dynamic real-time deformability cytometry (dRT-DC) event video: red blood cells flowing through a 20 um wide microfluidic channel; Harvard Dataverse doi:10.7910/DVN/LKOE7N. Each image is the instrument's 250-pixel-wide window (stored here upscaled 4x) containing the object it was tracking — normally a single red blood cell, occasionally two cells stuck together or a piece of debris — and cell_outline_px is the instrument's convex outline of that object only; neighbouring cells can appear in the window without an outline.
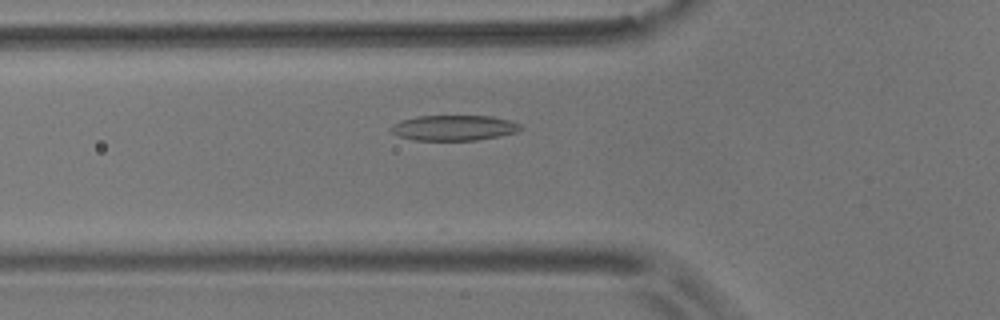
{"species": "common noctule bat (a hibernating species)", "species_latin": "Nyctalus noctula", "temperature_condition": "room temperature", "stored_images_in_passage": 25, "camera_frame_rate_fps": 3000, "um_per_image_px": 0.085, "animal": {"sex": "male", "body_mass_g": 17.9}, "frame": {"image": 1, "passage_image": 3, "time_ms": 0.667, "image_size_px": [1000, 320], "cell_outline_px": [[524, 128], [516, 132], [476, 140], [412, 140], [400, 136], [392, 132], [388, 128], [392, 124], [400, 120], [416, 116], [492, 116], [508, 120], [520, 124]], "centroid_in_image_um": [38.54, 10.86], "position_along_channel_um": 87.3, "area_um2": 19.13}}
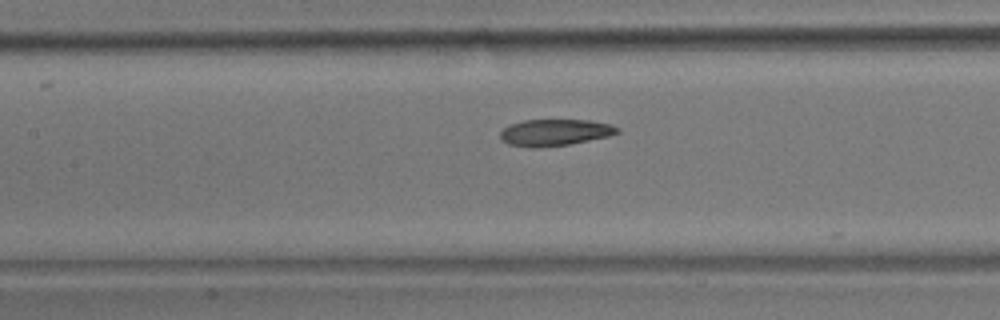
{"frame": {"image": 2, "passage_image": 9, "time_ms": 2.667, "image_size_px": [1000, 320], "cell_outline_px": [[620, 132], [608, 136], [568, 144], [536, 148], [528, 148], [508, 144], [500, 140], [500, 132], [508, 124], [524, 120], [592, 120], [608, 124], [620, 128]], "centroid_in_image_um": [47.11, 11.26], "position_along_channel_um": 160.3, "area_um2": 18.21}}
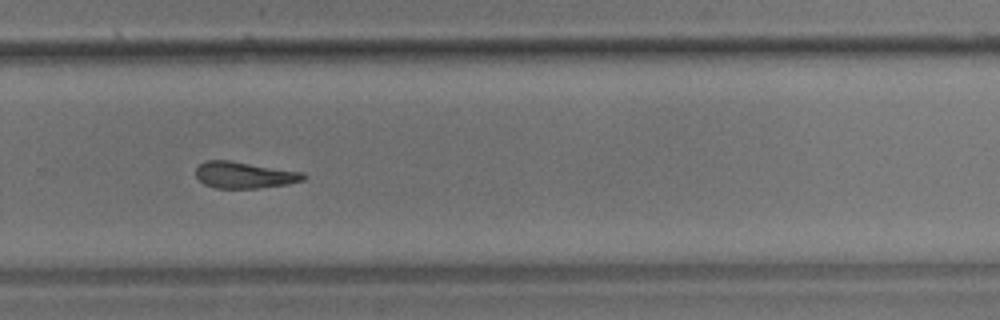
{"frame": {"image": 3, "passage_image": 22, "time_ms": 7.0, "image_size_px": [1000, 320], "cell_outline_px": [[308, 176], [304, 180], [288, 184], [256, 188], [216, 188], [204, 184], [196, 176], [196, 168], [204, 160], [228, 160], [304, 172]], "centroid_in_image_um": [20.79, 14.87], "position_along_channel_um": 309.0, "area_um2": 16.65}}